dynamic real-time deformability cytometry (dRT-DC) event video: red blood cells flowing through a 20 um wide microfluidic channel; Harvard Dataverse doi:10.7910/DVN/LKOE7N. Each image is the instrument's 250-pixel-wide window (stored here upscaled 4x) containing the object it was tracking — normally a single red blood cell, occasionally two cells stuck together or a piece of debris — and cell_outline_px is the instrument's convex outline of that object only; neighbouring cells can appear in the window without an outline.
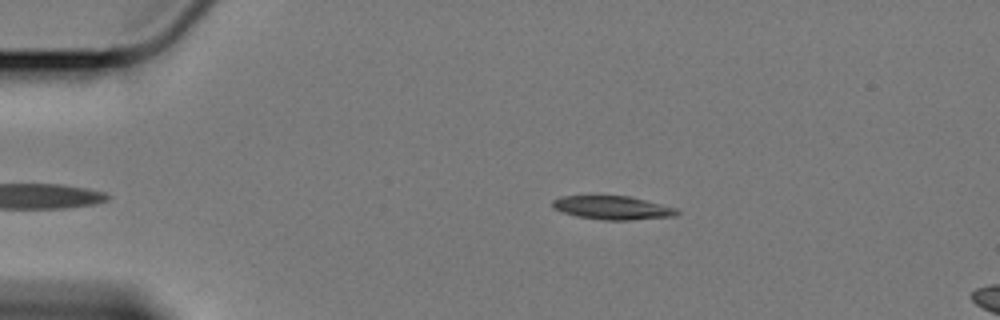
{"species": "Egyptian fruit bat (a non-hibernating species)", "species_latin": "Rousettus aegyptiacus", "temperature_condition": "cold", "stored_images_in_passage": 9, "camera_frame_rate_fps": 3000, "um_per_image_px": 0.085, "animal": {"sex": "female"}, "frame": {"image": 1, "passage_image": 3, "time_ms": 0.667, "image_size_px": [1000, 320], "cell_outline_px": [[680, 212], [676, 216], [632, 220], [604, 220], [576, 216], [552, 208], [552, 200], [560, 196], [628, 196], [676, 208]], "centroid_in_image_um": [52.05, 17.66], "position_along_channel_um": 32.9, "area_um2": 16.99}}